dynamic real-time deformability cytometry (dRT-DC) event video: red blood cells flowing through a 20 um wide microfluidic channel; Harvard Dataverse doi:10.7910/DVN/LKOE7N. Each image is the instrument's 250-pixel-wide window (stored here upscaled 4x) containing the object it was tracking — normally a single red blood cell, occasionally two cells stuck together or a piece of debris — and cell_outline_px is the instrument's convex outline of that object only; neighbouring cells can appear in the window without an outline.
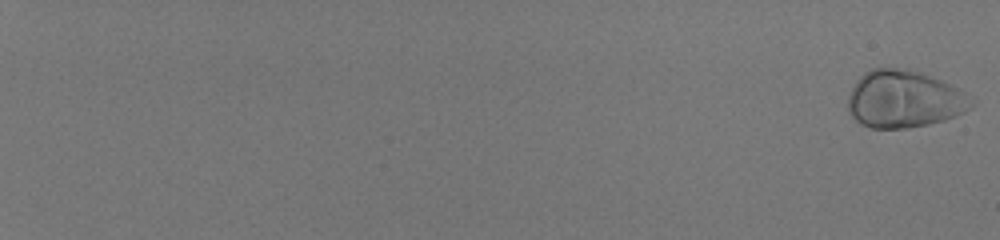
{"species": "human", "species_latin": "Homo sapiens", "temperature_condition": "room temperature", "stored_images_in_passage": 58, "camera_frame_rate_fps": 3000, "um_per_image_px": 0.085, "donor": {"sex": "male"}, "frame": {"image": 1, "passage_image": 1, "time_ms": 0.0, "image_size_px": [1000, 240], "cell_outline_px": [[976, 104], [972, 108], [964, 112], [944, 120], [928, 124], [908, 128], [872, 128], [860, 124], [852, 116], [848, 108], [848, 96], [856, 80], [864, 72], [872, 68], [908, 68], [920, 72], [940, 80], [964, 92], [976, 100]], "centroid_in_image_um": [76.86, 8.43], "position_along_channel_um": 8.1, "area_um2": 41.38}}
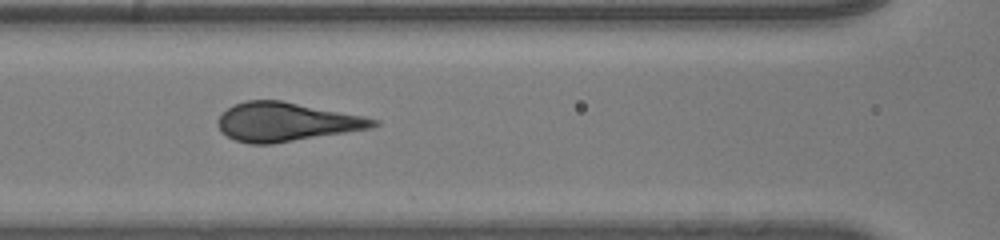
{"frame": {"image": 2, "passage_image": 33, "time_ms": 10.667, "image_size_px": [1000, 240], "cell_outline_px": [[380, 124], [372, 128], [272, 144], [248, 144], [236, 140], [220, 132], [216, 124], [216, 120], [228, 108], [244, 100], [280, 100], [364, 116], [380, 120]], "centroid_in_image_um": [24.32, 10.37], "position_along_channel_um": 142.3, "area_um2": 35.14}}
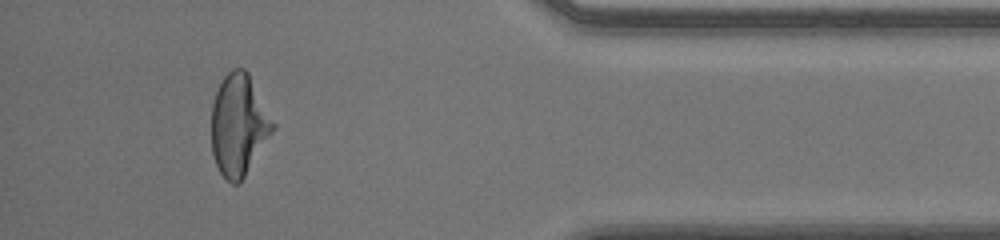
{"frame": {"image": 3, "passage_image": 55, "time_ms": 18.0, "image_size_px": [1000, 240], "cell_outline_px": [[276, 128], [240, 184], [232, 184], [220, 172], [216, 164], [212, 152], [212, 104], [216, 92], [224, 76], [232, 68], [244, 68], [248, 72], [276, 124]], "centroid_in_image_um": [20.32, 10.63], "position_along_channel_um": 414.9, "area_um2": 36.47}}